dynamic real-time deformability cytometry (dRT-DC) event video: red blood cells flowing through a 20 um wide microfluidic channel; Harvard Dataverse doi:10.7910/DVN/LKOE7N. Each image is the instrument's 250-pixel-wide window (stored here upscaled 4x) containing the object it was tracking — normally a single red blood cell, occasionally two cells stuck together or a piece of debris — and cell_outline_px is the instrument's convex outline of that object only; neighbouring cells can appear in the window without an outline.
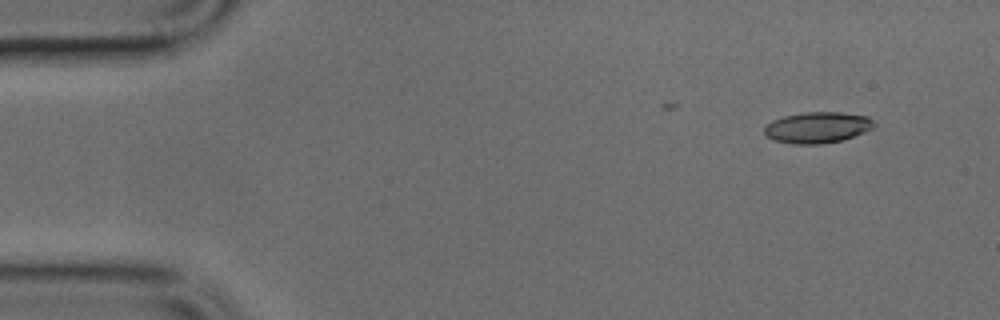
{"species": "common noctule bat (a hibernating species)", "species_latin": "Nyctalus noctula", "temperature_condition": "cold", "stored_images_in_passage": 4, "camera_frame_rate_fps": 3000, "um_per_image_px": 0.085, "animal": {"sex": "male", "body_mass_g": 17.9, "forearm_length_mm": 54.2}, "frame": {"image": 1, "passage_image": 1, "time_ms": 0.0, "image_size_px": [1000, 320], "cell_outline_px": [[876, 124], [872, 128], [864, 132], [840, 140], [820, 144], [792, 144], [772, 140], [764, 132], [764, 128], [772, 120], [784, 116], [804, 112], [840, 112], [868, 116]], "centroid_in_image_um": [69.46, 10.83], "position_along_channel_um": 15.5, "area_um2": 19.77}}